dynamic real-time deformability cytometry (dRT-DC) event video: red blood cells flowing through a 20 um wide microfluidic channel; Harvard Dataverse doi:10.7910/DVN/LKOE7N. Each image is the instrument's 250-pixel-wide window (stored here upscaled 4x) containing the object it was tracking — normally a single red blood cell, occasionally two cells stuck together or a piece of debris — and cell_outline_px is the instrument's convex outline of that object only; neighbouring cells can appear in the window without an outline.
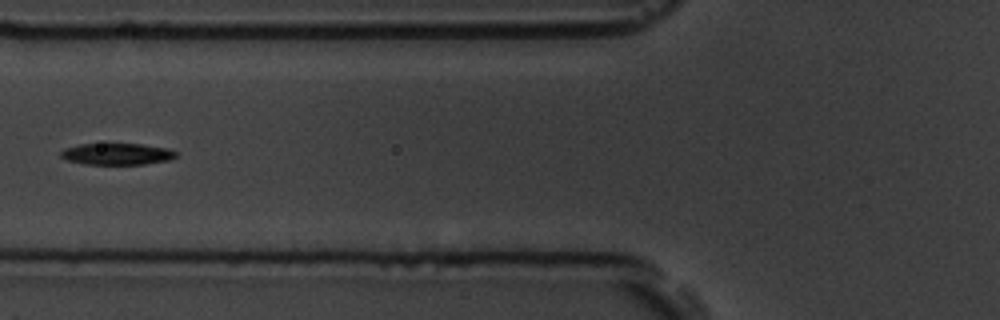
{"species": "common noctule bat (a hibernating species)", "species_latin": "Nyctalus noctula", "temperature_condition": "room temperature", "stored_images_in_passage": 8, "camera_frame_rate_fps": 3000, "um_per_image_px": 0.085, "animal": {"sex": "male", "body_mass_g": 19.5, "forearm_length_mm": 54.6}, "frame": {"image": 1, "passage_image": 6, "time_ms": 5.667, "image_size_px": [1000, 320], "cell_outline_px": [[176, 156], [168, 160], [144, 164], [84, 164], [68, 160], [60, 156], [60, 152], [64, 148], [80, 144], [140, 144], [168, 148], [176, 152]], "centroid_in_image_um": [9.92, 13.09], "position_along_channel_um": 115.9, "area_um2": 14.33}}
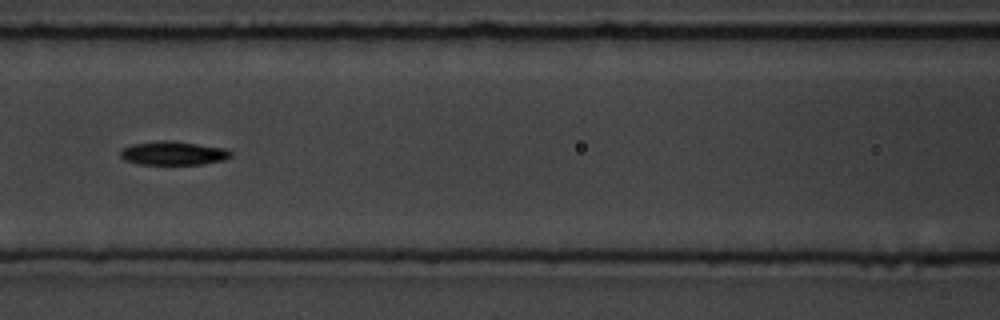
{"frame": {"image": 2, "passage_image": 7, "time_ms": 6.667, "image_size_px": [1000, 320], "cell_outline_px": [[232, 156], [224, 160], [200, 164], [140, 164], [124, 160], [120, 156], [120, 152], [124, 148], [132, 144], [160, 140], [172, 140], [224, 148], [232, 152]], "centroid_in_image_um": [14.73, 13.01], "position_along_channel_um": 151.9, "area_um2": 15.2}}
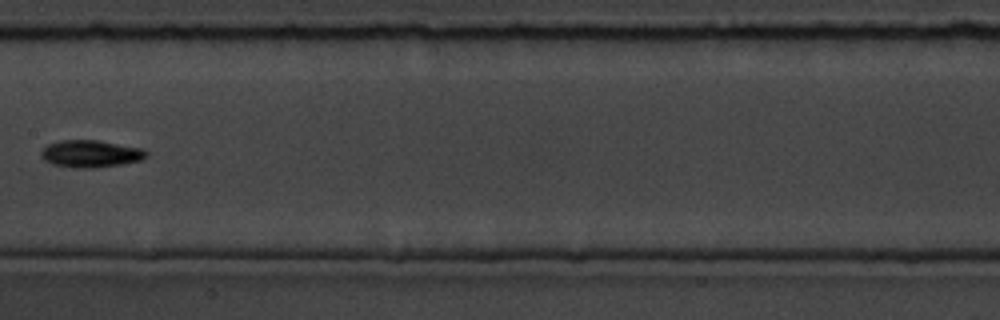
{"frame": {"image": 3, "passage_image": 8, "time_ms": 8.0, "image_size_px": [1000, 320], "cell_outline_px": [[148, 156], [140, 160], [120, 164], [92, 168], [80, 168], [52, 164], [44, 160], [40, 156], [40, 152], [48, 144], [60, 140], [96, 140], [140, 148], [148, 152]], "centroid_in_image_um": [7.67, 13.06], "position_along_channel_um": 199.7, "area_um2": 16.47}}